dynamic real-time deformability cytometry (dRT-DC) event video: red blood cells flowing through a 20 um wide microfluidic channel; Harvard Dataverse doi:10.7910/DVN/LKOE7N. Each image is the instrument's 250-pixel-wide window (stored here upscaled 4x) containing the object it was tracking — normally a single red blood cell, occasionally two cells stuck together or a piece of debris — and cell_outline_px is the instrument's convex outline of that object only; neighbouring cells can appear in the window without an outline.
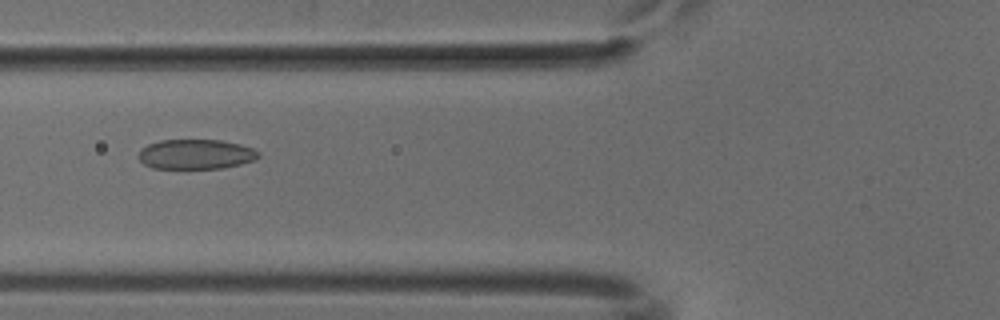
{"species": "common noctule bat (a hibernating species)", "species_latin": "Nyctalus noctula", "temperature_condition": "cold", "stored_images_in_passage": 36, "camera_frame_rate_fps": 3000, "um_per_image_px": 0.085, "animal": {"sex": "male", "body_mass_g": 18.8}, "frame": {"image": 1, "passage_image": 7, "time_ms": 2.0, "image_size_px": [1000, 320], "cell_outline_px": [[260, 156], [256, 160], [224, 168], [152, 168], [144, 164], [136, 156], [140, 148], [148, 144], [160, 140], [220, 140], [240, 144], [252, 148], [260, 152]], "centroid_in_image_um": [16.63, 13.11], "position_along_channel_um": 109.2, "area_um2": 21.04}}
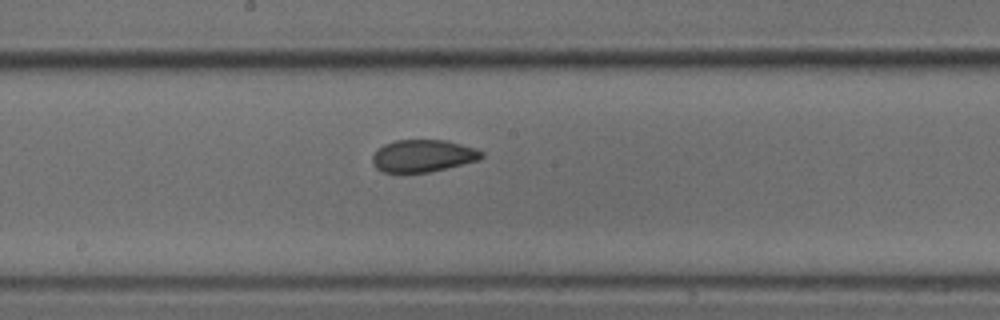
{"frame": {"image": 2, "passage_image": 15, "time_ms": 4.667, "image_size_px": [1000, 320], "cell_outline_px": [[484, 156], [480, 160], [428, 172], [384, 172], [376, 168], [372, 164], [372, 156], [384, 144], [396, 140], [444, 140], [476, 148], [484, 152]], "centroid_in_image_um": [35.97, 13.24], "position_along_channel_um": 212.2, "area_um2": 20.4}}
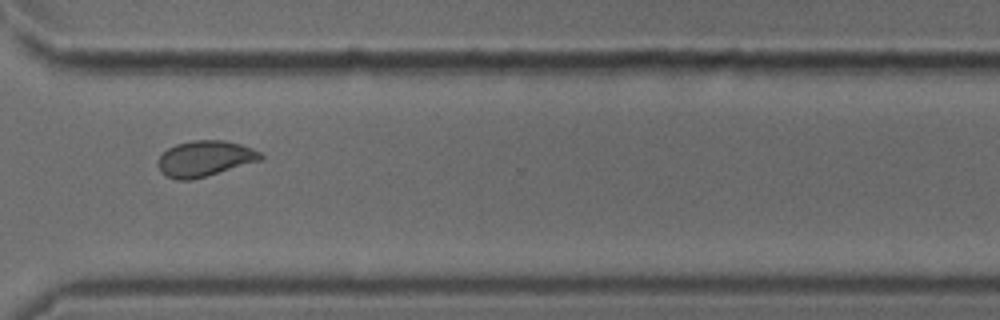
{"frame": {"image": 3, "passage_image": 26, "time_ms": 8.333, "image_size_px": [1000, 320], "cell_outline_px": [[264, 156], [260, 160], [192, 180], [176, 180], [164, 176], [160, 172], [156, 164], [156, 160], [168, 148], [176, 144], [192, 140], [224, 140], [240, 144], [252, 148], [260, 152]], "centroid_in_image_um": [17.35, 13.48], "position_along_channel_um": 353.3, "area_um2": 21.44}}